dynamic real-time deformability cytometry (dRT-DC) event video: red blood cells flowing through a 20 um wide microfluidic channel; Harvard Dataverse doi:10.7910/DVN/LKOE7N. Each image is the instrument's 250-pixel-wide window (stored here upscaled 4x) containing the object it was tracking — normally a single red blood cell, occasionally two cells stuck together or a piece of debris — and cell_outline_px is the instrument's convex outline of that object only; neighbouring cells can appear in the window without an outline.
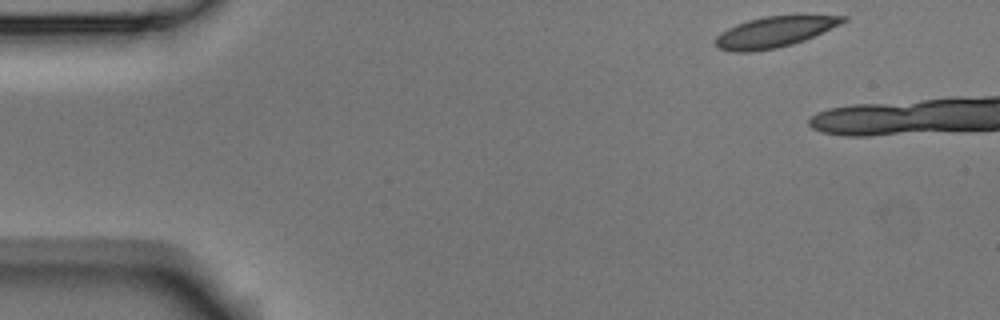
{"species": "Egyptian fruit bat (a non-hibernating species)", "species_latin": "Rousettus aegyptiacus", "temperature_condition": "room temperature", "stored_images_in_passage": 2, "camera_frame_rate_fps": 3000, "um_per_image_px": 0.085, "animal": {"sex": "male"}, "frame": {"image": 1, "passage_image": 1, "time_ms": 0.0, "image_size_px": [1000, 320], "cell_outline_px": [[848, 20], [840, 24], [804, 40], [792, 44], [776, 48], [752, 52], [732, 52], [716, 48], [716, 36], [720, 32], [736, 24], [748, 20], [764, 16], [848, 16]], "centroid_in_image_um": [65.76, 2.73], "position_along_channel_um": 19.2, "area_um2": 22.6}}